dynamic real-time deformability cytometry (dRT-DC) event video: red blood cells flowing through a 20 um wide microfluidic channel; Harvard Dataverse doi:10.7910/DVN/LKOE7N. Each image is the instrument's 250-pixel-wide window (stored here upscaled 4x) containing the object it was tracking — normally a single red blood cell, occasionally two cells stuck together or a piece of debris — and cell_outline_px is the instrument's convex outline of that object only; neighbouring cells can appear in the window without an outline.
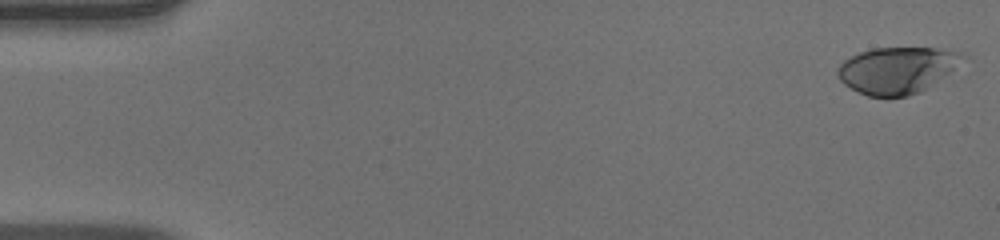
{"species": "human", "species_latin": "Homo sapiens", "temperature_condition": "warm", "stored_images_in_passage": 52, "camera_frame_rate_fps": 3000, "um_per_image_px": 0.085, "donor": {"sex": "male"}, "frame": {"image": 1, "passage_image": 1, "time_ms": 0.0, "image_size_px": [1000, 240], "cell_outline_px": [[960, 56], [952, 68], [948, 72], [920, 92], [908, 96], [868, 96], [844, 84], [836, 76], [836, 68], [844, 60], [860, 52], [872, 48], [936, 48], [960, 52]], "centroid_in_image_um": [76.12, 5.96], "position_along_channel_um": 8.9, "area_um2": 32.95}}
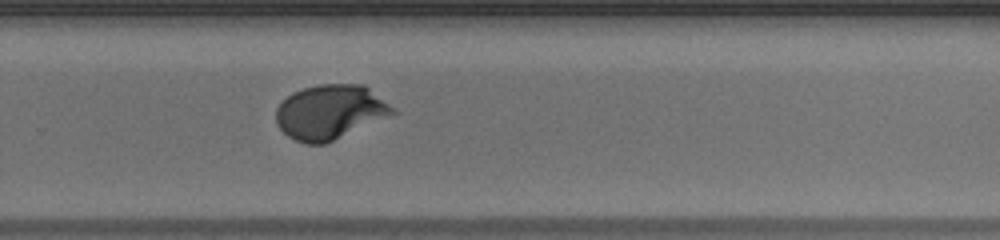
{"frame": {"image": 2, "passage_image": 35, "time_ms": 11.333, "image_size_px": [1000, 240], "cell_outline_px": [[400, 112], [324, 144], [304, 144], [288, 136], [276, 124], [276, 108], [292, 92], [304, 88], [320, 84], [364, 84], [396, 108]], "centroid_in_image_um": [28.09, 9.52], "position_along_channel_um": 301.7, "area_um2": 37.17}}
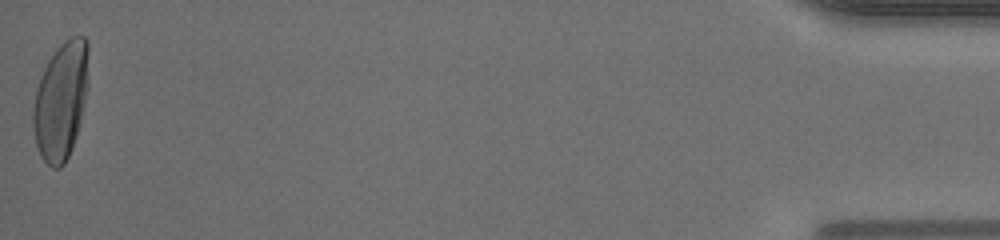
{"frame": {"image": 3, "passage_image": 52, "time_ms": 17.0, "image_size_px": [1000, 240], "cell_outline_px": [[88, 88], [76, 136], [72, 148], [64, 164], [60, 168], [52, 168], [40, 156], [36, 144], [32, 128], [32, 112], [36, 88], [44, 68], [48, 60], [60, 44], [64, 40], [72, 36], [84, 36], [88, 40]], "centroid_in_image_um": [5.17, 8.55], "position_along_channel_um": 430.0, "area_um2": 38.26}, "authors_computed_cell_mechanics": {"area_um2": 35.6337, "velocity_mm_per_s": 3.9469, "shape_relaxation_time_tau1_ms": 4.0847, "shape_relaxation_time_tau2_ms": null, "deformation_change_tau1": 0.2076, "deformation_change_tau2": null}}